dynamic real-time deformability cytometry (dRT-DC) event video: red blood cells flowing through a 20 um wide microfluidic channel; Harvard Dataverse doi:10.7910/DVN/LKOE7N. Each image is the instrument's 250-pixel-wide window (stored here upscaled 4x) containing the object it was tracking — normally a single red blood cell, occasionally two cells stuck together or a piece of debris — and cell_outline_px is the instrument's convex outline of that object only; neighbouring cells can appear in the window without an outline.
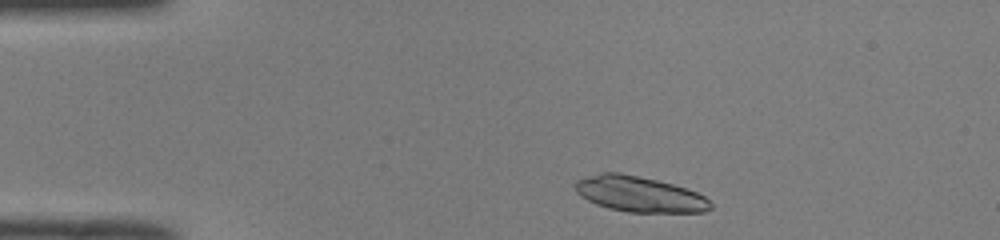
{"species": "common noctule bat (a hibernating species)", "species_latin": "Nyctalus noctula", "temperature_condition": "room temperature", "stored_images_in_passage": 43, "camera_frame_rate_fps": 3000, "um_per_image_px": 0.085, "animal": {"sex": "male", "body_mass_g": 19.0, "forearm_length_mm": 50.8}, "frame": {"image": 1, "passage_image": 2, "time_ms": 0.333, "image_size_px": [1000, 240], "cell_outline_px": [[712, 208], [704, 212], [628, 212], [608, 208], [596, 204], [580, 196], [576, 192], [576, 180], [600, 172], [616, 172], [656, 180], [672, 184], [696, 192], [704, 196], [712, 204]], "centroid_in_image_um": [54.33, 16.51], "position_along_channel_um": 30.7, "area_um2": 27.8}}